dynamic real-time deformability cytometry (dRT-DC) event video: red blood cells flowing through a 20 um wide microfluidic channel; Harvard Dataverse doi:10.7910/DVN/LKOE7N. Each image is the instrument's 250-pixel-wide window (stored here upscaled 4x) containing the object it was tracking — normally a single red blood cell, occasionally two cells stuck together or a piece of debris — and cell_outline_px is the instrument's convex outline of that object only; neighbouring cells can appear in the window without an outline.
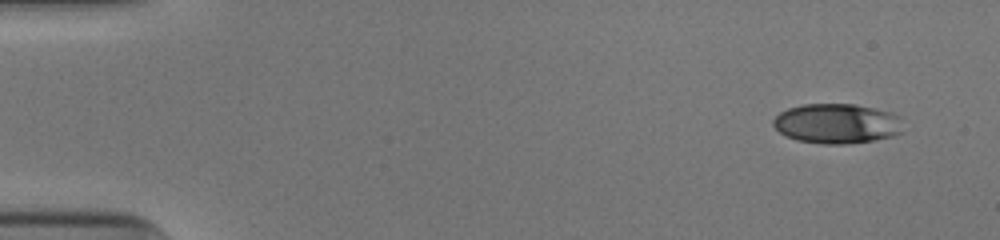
{"species": "human", "species_latin": "Homo sapiens", "temperature_condition": "cold", "stored_images_in_passage": 49, "camera_frame_rate_fps": 3000, "um_per_image_px": 0.085, "donor": {"sex": "male"}, "frame": {"image": 1, "passage_image": 1, "time_ms": 0.0, "image_size_px": [1000, 240], "cell_outline_px": [[900, 132], [892, 136], [876, 140], [844, 144], [824, 144], [796, 140], [780, 132], [772, 124], [772, 120], [780, 112], [788, 108], [804, 104], [856, 104], [888, 112], [900, 116]], "centroid_in_image_um": [71.1, 10.5], "position_along_channel_um": 13.9, "area_um2": 29.94}}
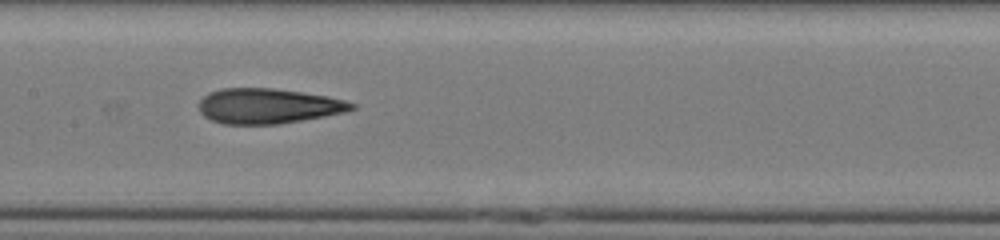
{"frame": {"image": 2, "passage_image": 24, "time_ms": 7.667, "image_size_px": [1000, 240], "cell_outline_px": [[356, 108], [344, 112], [324, 116], [280, 124], [224, 124], [212, 120], [204, 116], [200, 112], [200, 100], [208, 92], [220, 88], [272, 88], [328, 96], [344, 100], [356, 104]], "centroid_in_image_um": [22.78, 9.01], "position_along_channel_um": 184.6, "area_um2": 31.21}}
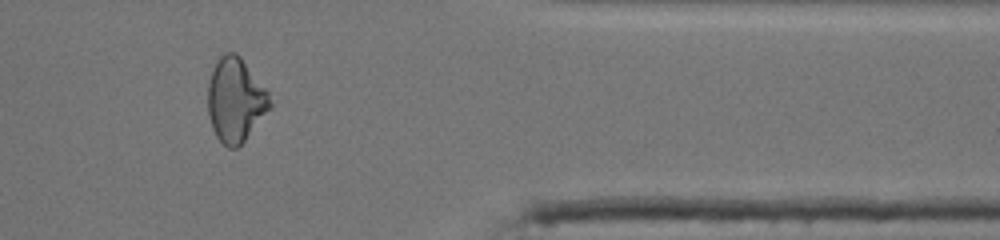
{"frame": {"image": 3, "passage_image": 41, "time_ms": 13.333, "image_size_px": [1000, 240], "cell_outline_px": [[272, 104], [244, 140], [236, 148], [228, 148], [216, 136], [212, 128], [208, 112], [208, 84], [212, 68], [216, 60], [224, 52], [236, 52], [240, 56], [268, 92]], "centroid_in_image_um": [19.98, 8.46], "position_along_channel_um": 391.4, "area_um2": 30.0}, "authors_computed_cell_mechanics": {"area_um2": 30.923, "velocity_mm_per_s": 3.9709, "shape_relaxation_time_tau1_ms": 9.8827, "shape_relaxation_time_tau2_ms": 2.656, "deformation_change_tau1": 0.2813, "deformation_change_tau2": 0.1268}}